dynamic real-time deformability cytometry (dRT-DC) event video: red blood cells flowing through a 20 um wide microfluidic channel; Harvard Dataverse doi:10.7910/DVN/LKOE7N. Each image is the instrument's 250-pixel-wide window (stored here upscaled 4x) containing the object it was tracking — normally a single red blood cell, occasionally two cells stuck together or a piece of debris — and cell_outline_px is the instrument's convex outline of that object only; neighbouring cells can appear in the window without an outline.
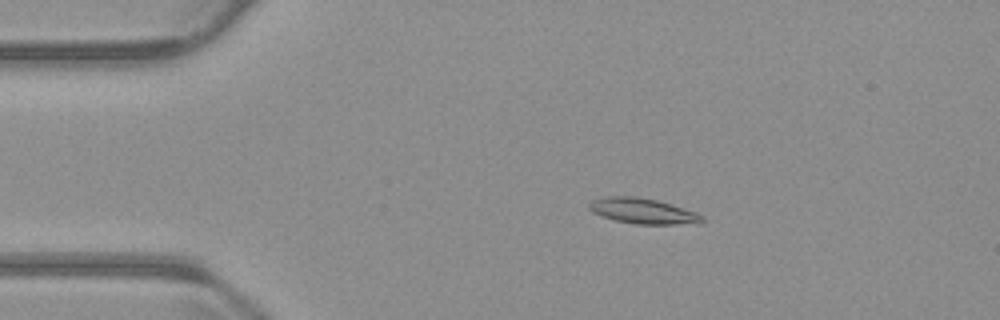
{"species": "common noctule bat (a hibernating species)", "species_latin": "Nyctalus noctula", "temperature_condition": "warm", "stored_images_in_passage": 55, "camera_frame_rate_fps": 3000, "um_per_image_px": 0.085, "animal": {"sex": "male", "body_mass_g": 23.1, "forearm_length_mm": 52.7}, "frame": {"image": 1, "passage_image": 11, "time_ms": 3.333, "image_size_px": [1000, 320], "cell_outline_px": [[704, 220], [700, 224], [636, 224], [616, 220], [592, 212], [588, 208], [588, 204], [592, 200], [604, 196], [636, 196], [656, 200], [696, 212], [704, 216]], "centroid_in_image_um": [54.66, 17.93], "position_along_channel_um": 30.3, "area_um2": 16.76}}
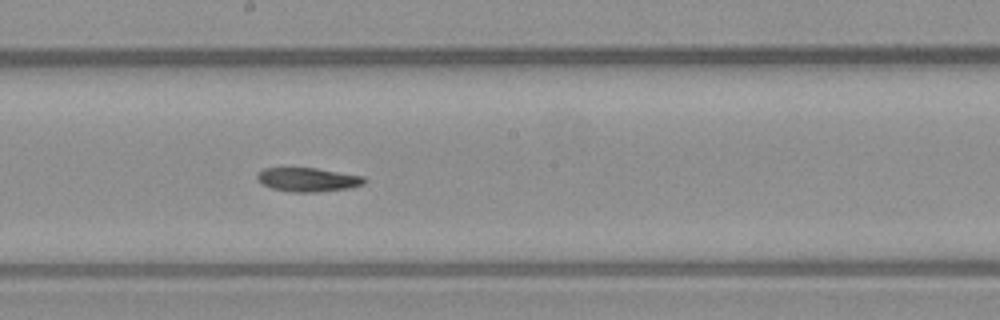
{"frame": {"image": 2, "passage_image": 30, "time_ms": 9.667, "image_size_px": [1000, 320], "cell_outline_px": [[368, 180], [364, 184], [348, 188], [316, 192], [288, 192], [272, 188], [264, 184], [256, 176], [256, 172], [264, 168], [316, 168], [364, 176]], "centroid_in_image_um": [26.19, 15.26], "position_along_channel_um": 222.0, "area_um2": 14.91}}
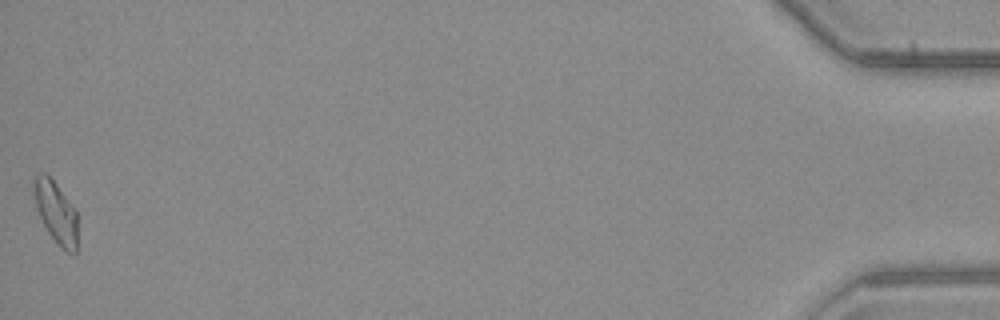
{"frame": {"image": 3, "passage_image": 55, "time_ms": 18.0, "image_size_px": [1000, 320], "cell_outline_px": [[76, 252], [64, 252], [60, 248], [48, 232], [36, 208], [32, 192], [32, 184], [36, 176], [40, 172], [44, 172], [56, 184], [76, 212]], "centroid_in_image_um": [4.71, 18.04], "position_along_channel_um": 430.5, "area_um2": 15.49}}